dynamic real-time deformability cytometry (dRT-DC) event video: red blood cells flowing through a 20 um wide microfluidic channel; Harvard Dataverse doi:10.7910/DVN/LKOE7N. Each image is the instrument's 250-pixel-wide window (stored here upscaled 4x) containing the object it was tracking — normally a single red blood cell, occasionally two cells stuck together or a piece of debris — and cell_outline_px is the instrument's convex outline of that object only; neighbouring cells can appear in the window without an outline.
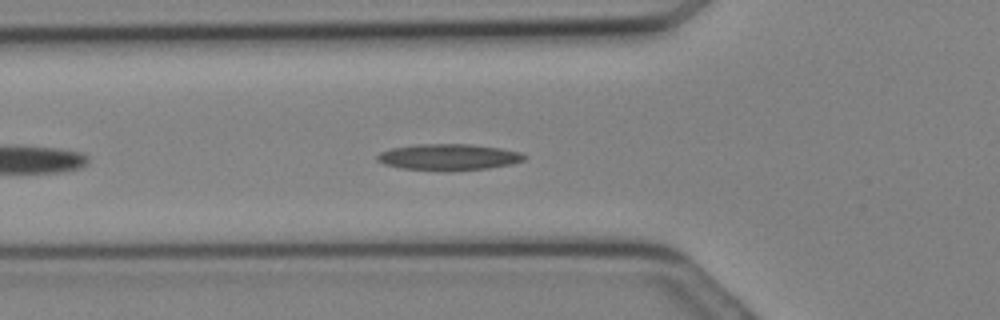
{"species": "Egyptian fruit bat (a non-hibernating species)", "species_latin": "Rousettus aegyptiacus", "temperature_condition": "cold", "stored_images_in_passage": 15, "camera_frame_rate_fps": 3000, "um_per_image_px": 0.085, "animal": {"sex": "female"}, "frame": {"image": 1, "passage_image": 9, "time_ms": 2.667, "image_size_px": [1000, 320], "cell_outline_px": [[528, 156], [524, 160], [512, 164], [488, 168], [444, 172], [400, 168], [384, 164], [376, 160], [376, 156], [380, 152], [392, 148], [416, 144], [468, 144], [500, 148], [520, 152]], "centroid_in_image_um": [38.12, 13.36], "position_along_channel_um": 87.7, "area_um2": 22.83}}
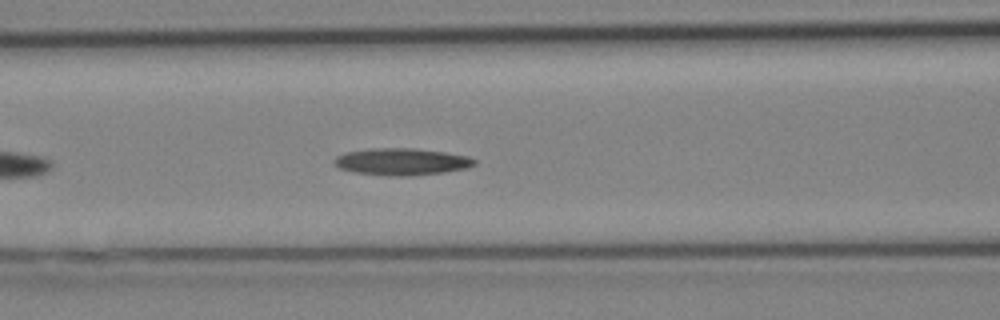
{"frame": {"image": 2, "passage_image": 11, "time_ms": 3.333, "image_size_px": [1000, 320], "cell_outline_px": [[476, 164], [468, 168], [444, 172], [408, 176], [388, 176], [356, 172], [340, 168], [332, 164], [332, 160], [336, 156], [344, 152], [368, 148], [412, 148], [444, 152], [468, 156], [476, 160]], "centroid_in_image_um": [34.11, 13.74], "position_along_channel_um": 132.5, "area_um2": 22.2}}
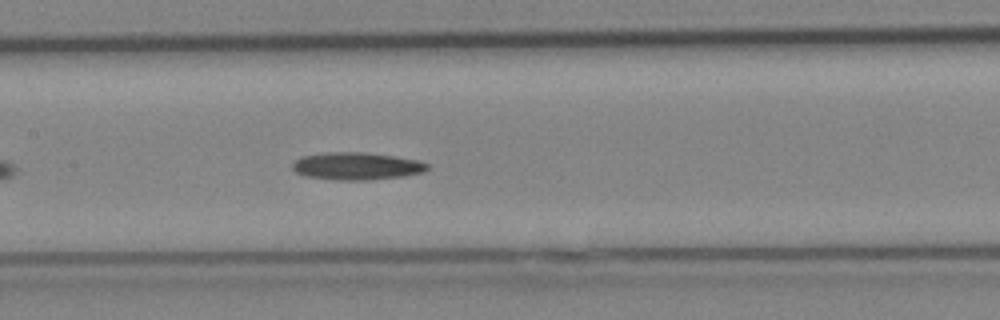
{"frame": {"image": 3, "passage_image": 13, "time_ms": 4.0, "image_size_px": [1000, 320], "cell_outline_px": [[428, 168], [424, 172], [400, 176], [368, 180], [336, 180], [304, 176], [296, 172], [292, 168], [292, 164], [300, 156], [324, 152], [364, 152], [392, 156], [416, 160], [428, 164]], "centroid_in_image_um": [30.25, 14.11], "position_along_channel_um": 177.2, "area_um2": 21.5}}